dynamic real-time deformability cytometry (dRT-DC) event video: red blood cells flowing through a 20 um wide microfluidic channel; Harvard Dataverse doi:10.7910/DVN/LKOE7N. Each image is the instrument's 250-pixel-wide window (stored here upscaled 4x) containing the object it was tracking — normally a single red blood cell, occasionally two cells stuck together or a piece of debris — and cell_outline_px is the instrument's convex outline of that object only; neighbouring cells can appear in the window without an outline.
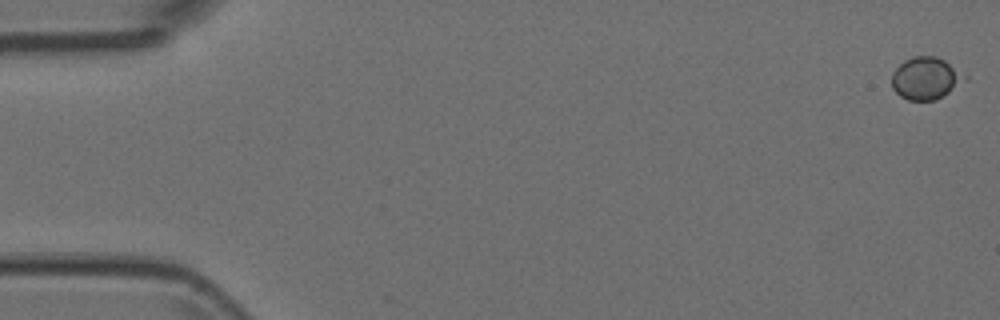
{"species": "Egyptian fruit bat (a non-hibernating species)", "species_latin": "Rousettus aegyptiacus", "temperature_condition": "room temperature", "stored_images_in_passage": 3, "camera_frame_rate_fps": 3000, "um_per_image_px": 0.085, "animal": {"sex": "female"}, "frame": {"image": 1, "passage_image": 1, "time_ms": 0.0, "image_size_px": [1000, 320], "cell_outline_px": [[968, 80], [936, 100], [908, 100], [900, 96], [892, 88], [892, 72], [904, 60], [912, 56], [936, 56], [944, 60], [968, 76]], "centroid_in_image_um": [78.7, 6.65], "position_along_channel_um": 6.3, "area_um2": 18.09}}